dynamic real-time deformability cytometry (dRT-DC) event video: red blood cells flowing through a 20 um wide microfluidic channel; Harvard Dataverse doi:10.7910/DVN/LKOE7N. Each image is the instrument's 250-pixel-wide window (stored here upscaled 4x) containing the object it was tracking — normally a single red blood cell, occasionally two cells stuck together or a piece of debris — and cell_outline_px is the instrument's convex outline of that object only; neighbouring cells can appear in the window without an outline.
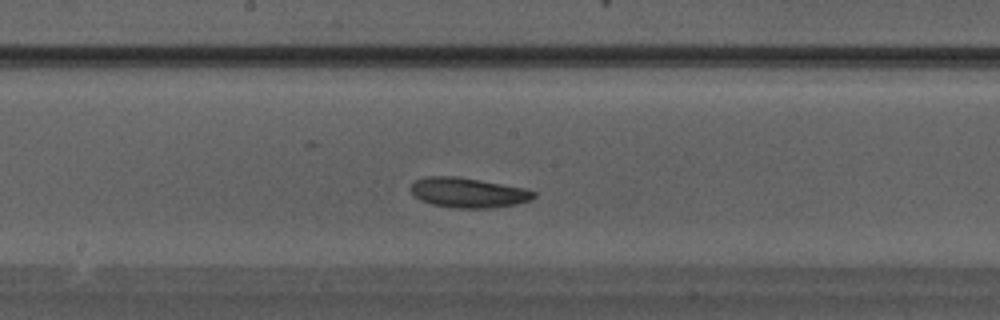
{"species": "Egyptian fruit bat (a non-hibernating species)", "species_latin": "Rousettus aegyptiacus", "temperature_condition": "warm", "stored_images_in_passage": 17, "camera_frame_rate_fps": 3000, "um_per_image_px": 0.085, "animal": {"sex": "male"}, "frame": {"image": 1, "passage_image": 12, "time_ms": 3.667, "image_size_px": [1000, 320], "cell_outline_px": [[536, 196], [532, 200], [516, 204], [488, 208], [456, 208], [432, 204], [420, 200], [408, 188], [416, 180], [424, 176], [456, 176], [480, 180], [524, 188], [536, 192]], "centroid_in_image_um": [39.79, 16.37], "position_along_channel_um": 208.4, "area_um2": 21.44}}